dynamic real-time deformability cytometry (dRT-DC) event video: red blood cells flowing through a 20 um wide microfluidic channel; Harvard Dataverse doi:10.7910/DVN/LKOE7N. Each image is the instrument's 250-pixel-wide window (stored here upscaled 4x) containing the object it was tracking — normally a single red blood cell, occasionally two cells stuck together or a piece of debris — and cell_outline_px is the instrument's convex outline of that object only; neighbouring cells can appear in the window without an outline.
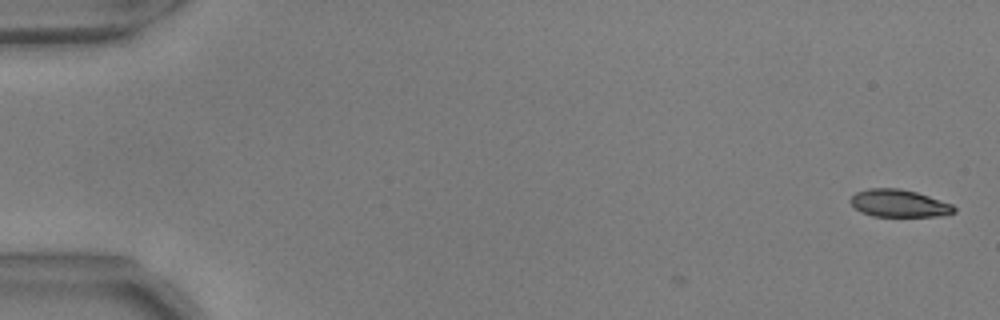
{"species": "common noctule bat (a hibernating species)", "species_latin": "Nyctalus noctula", "temperature_condition": "warm", "stored_images_in_passage": 3, "camera_frame_rate_fps": 3000, "um_per_image_px": 0.085, "animal": {"sex": "male", "body_mass_g": 17.9, "forearm_length_mm": 54.2}, "frame": {"image": 1, "passage_image": 3, "time_ms": 0.667, "image_size_px": [1000, 320], "cell_outline_px": [[956, 212], [944, 216], [872, 216], [860, 212], [848, 200], [856, 192], [868, 188], [900, 188], [916, 192], [952, 204], [956, 208]], "centroid_in_image_um": [76.41, 17.28], "position_along_channel_um": 8.6, "area_um2": 16.65}}